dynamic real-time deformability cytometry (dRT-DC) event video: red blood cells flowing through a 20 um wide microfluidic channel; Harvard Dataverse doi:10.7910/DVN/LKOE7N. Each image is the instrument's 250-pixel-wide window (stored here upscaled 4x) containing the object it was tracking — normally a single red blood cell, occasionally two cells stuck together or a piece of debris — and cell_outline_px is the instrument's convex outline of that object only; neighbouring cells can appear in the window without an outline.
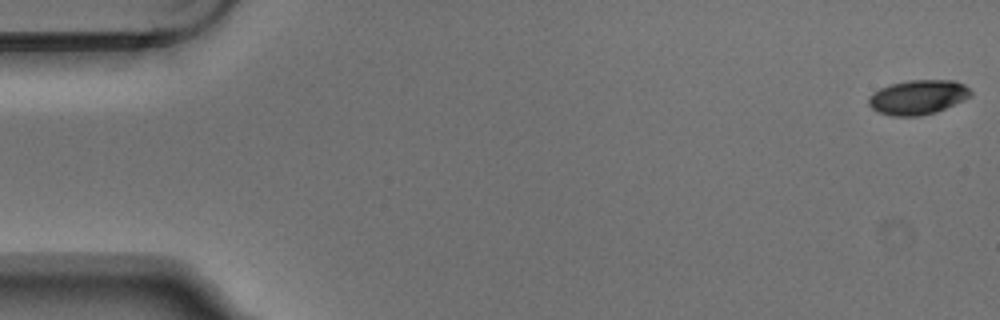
{"species": "Egyptian fruit bat (a non-hibernating species)", "species_latin": "Rousettus aegyptiacus", "temperature_condition": "warm", "stored_images_in_passage": 4, "camera_frame_rate_fps": 3000, "um_per_image_px": 0.085, "animal": {"sex": "male"}, "frame": {"image": 1, "passage_image": 1, "time_ms": 0.0, "image_size_px": [1000, 320], "cell_outline_px": [[972, 96], [936, 112], [920, 116], [892, 116], [880, 112], [872, 108], [868, 104], [868, 96], [872, 92], [888, 84], [908, 80], [956, 80], [964, 84], [972, 92]], "centroid_in_image_um": [78.01, 8.25], "position_along_channel_um": 7.0, "area_um2": 20.69}}
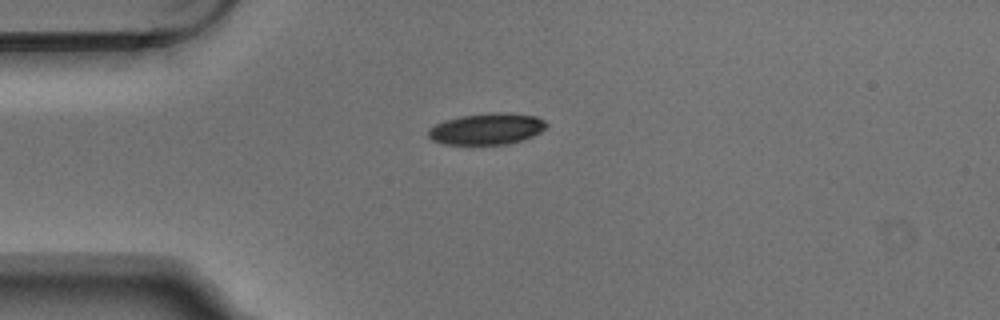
{"frame": {"image": 2, "passage_image": 4, "time_ms": 1.0, "image_size_px": [1000, 320], "cell_outline_px": [[548, 124], [540, 132], [532, 136], [508, 144], [440, 144], [432, 140], [428, 136], [428, 128], [436, 124], [448, 120], [464, 116], [488, 112], [496, 112], [536, 116], [544, 120]], "centroid_in_image_um": [41.36, 10.96], "position_along_channel_um": 43.6, "area_um2": 21.33}}